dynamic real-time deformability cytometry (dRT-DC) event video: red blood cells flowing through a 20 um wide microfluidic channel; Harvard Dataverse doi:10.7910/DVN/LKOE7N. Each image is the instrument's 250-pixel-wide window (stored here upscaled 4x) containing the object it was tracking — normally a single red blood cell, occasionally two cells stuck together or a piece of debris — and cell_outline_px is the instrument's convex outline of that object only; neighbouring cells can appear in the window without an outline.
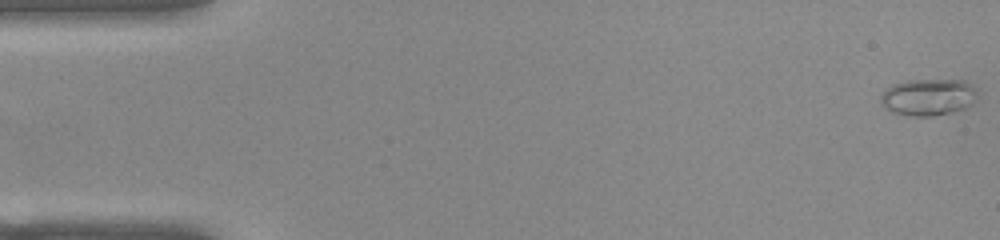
{"species": "common noctule bat (a hibernating species)", "species_latin": "Nyctalus noctula", "temperature_condition": "warm", "stored_images_in_passage": 53, "camera_frame_rate_fps": 3000, "um_per_image_px": 0.085, "animal": {"sex": "female", "body_mass_g": 22.0, "forearm_length_mm": 56.7}, "frame": {"image": 1, "passage_image": 1, "time_ms": 0.0, "image_size_px": [1000, 240], "cell_outline_px": [[976, 92], [972, 104], [964, 108], [952, 112], [932, 116], [908, 116], [892, 112], [884, 108], [880, 104], [880, 96], [892, 84], [908, 80], [964, 80]], "centroid_in_image_um": [78.83, 8.27], "position_along_channel_um": 6.2, "area_um2": 20.58}}
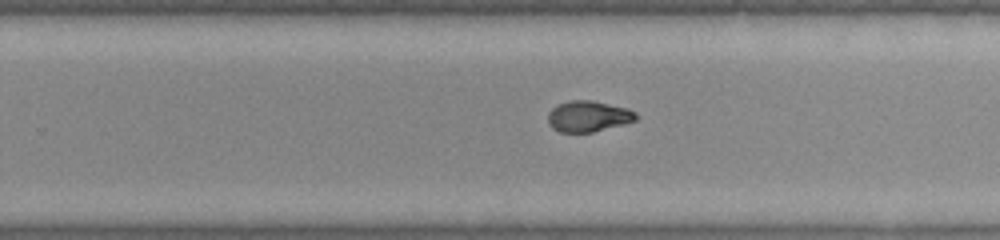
{"frame": {"image": 2, "passage_image": 33, "time_ms": 10.667, "image_size_px": [1000, 240], "cell_outline_px": [[640, 116], [636, 120], [624, 124], [592, 132], [560, 132], [552, 128], [548, 124], [548, 112], [556, 104], [572, 100], [592, 100], [628, 108], [636, 112]], "centroid_in_image_um": [50.01, 9.88], "position_along_channel_um": 279.8, "area_um2": 16.07}}
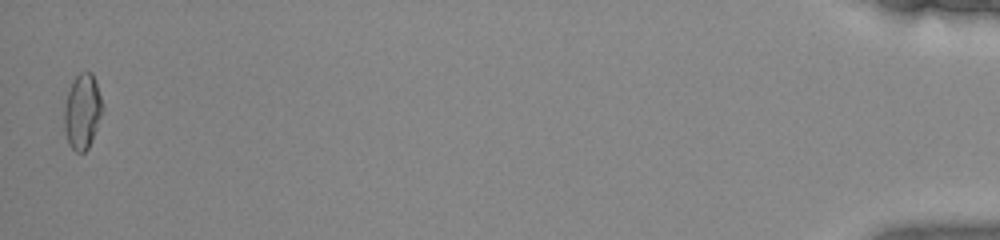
{"frame": {"image": 3, "passage_image": 52, "time_ms": 17.0, "image_size_px": [1000, 240], "cell_outline_px": [[104, 108], [92, 140], [88, 148], [84, 152], [76, 152], [68, 144], [64, 128], [64, 104], [72, 80], [80, 72], [92, 72], [104, 104]], "centroid_in_image_um": [7.0, 9.47], "position_along_channel_um": 428.2, "area_um2": 16.94}, "authors_computed_cell_mechanics": {"area_um2": 16.4152, "velocity_mm_per_s": 3.9036, "shape_relaxation_time_tau1_ms": 10.4559, "shape_relaxation_time_tau2_ms": 1.9893, "deformation_change_tau1": 0.3301, "deformation_change_tau2": 0.0672}}